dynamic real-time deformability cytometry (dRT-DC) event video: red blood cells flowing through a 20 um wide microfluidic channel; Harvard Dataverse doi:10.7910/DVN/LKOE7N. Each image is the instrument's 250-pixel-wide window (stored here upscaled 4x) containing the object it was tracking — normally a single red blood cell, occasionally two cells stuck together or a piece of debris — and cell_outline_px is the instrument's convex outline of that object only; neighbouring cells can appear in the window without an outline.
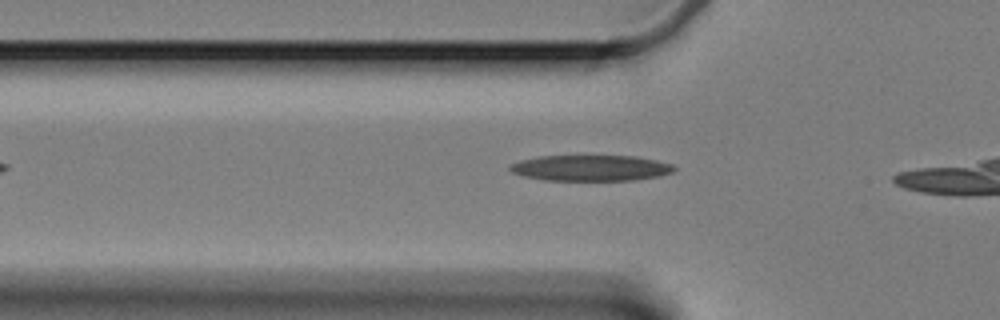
{"species": "Egyptian fruit bat (a non-hibernating species)", "species_latin": "Rousettus aegyptiacus", "temperature_condition": "cold", "stored_images_in_passage": 9, "camera_frame_rate_fps": 3000, "um_per_image_px": 0.085, "animal": {"sex": "female"}, "frame": {"image": 1, "passage_image": 3, "time_ms": 0.667, "image_size_px": [1000, 320], "cell_outline_px": [[676, 168], [672, 172], [660, 176], [632, 180], [544, 180], [524, 176], [512, 172], [508, 168], [508, 164], [520, 160], [536, 156], [584, 152], [636, 156], [656, 160], [672, 164]], "centroid_in_image_um": [50.16, 14.21], "position_along_channel_um": 75.6, "area_um2": 26.24}}
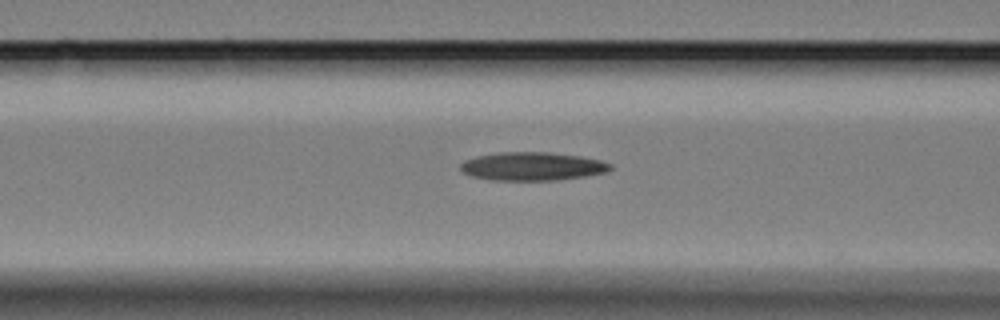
{"frame": {"image": 2, "passage_image": 7, "time_ms": 2.0, "image_size_px": [1000, 320], "cell_outline_px": [[612, 168], [608, 172], [584, 176], [556, 180], [492, 180], [472, 176], [464, 172], [460, 168], [460, 164], [464, 160], [476, 156], [496, 152], [548, 152], [580, 156], [600, 160], [612, 164]], "centroid_in_image_um": [45.25, 14.13], "position_along_channel_um": 121.4, "area_um2": 24.8}}